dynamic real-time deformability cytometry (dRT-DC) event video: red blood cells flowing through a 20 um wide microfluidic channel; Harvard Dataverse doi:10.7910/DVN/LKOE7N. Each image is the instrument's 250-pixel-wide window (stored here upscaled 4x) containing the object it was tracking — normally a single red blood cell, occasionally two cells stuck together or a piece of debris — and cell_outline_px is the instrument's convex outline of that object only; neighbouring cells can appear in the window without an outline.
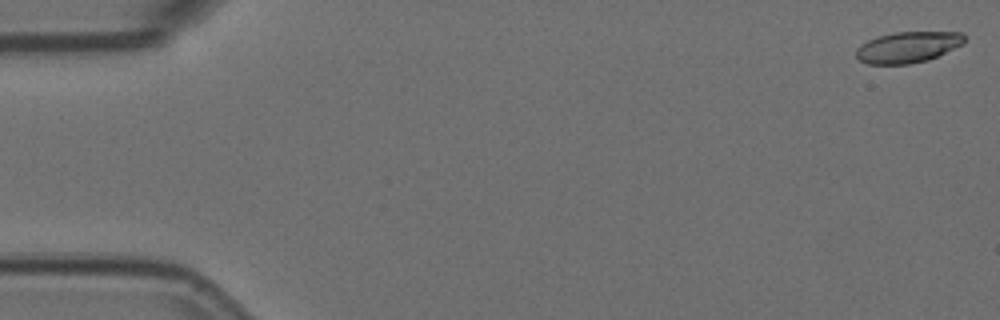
{"species": "Egyptian fruit bat (a non-hibernating species)", "species_latin": "Rousettus aegyptiacus", "temperature_condition": "room temperature", "stored_images_in_passage": 6, "camera_frame_rate_fps": 3000, "um_per_image_px": 0.085, "animal": {"sex": "female"}, "frame": {"image": 1, "passage_image": 1, "time_ms": 0.0, "image_size_px": [1000, 320], "cell_outline_px": [[964, 44], [928, 60], [908, 64], [868, 64], [860, 60], [856, 56], [856, 48], [860, 44], [868, 40], [892, 32], [964, 32]], "centroid_in_image_um": [77.17, 4.0], "position_along_channel_um": 7.8, "area_um2": 19.59}}
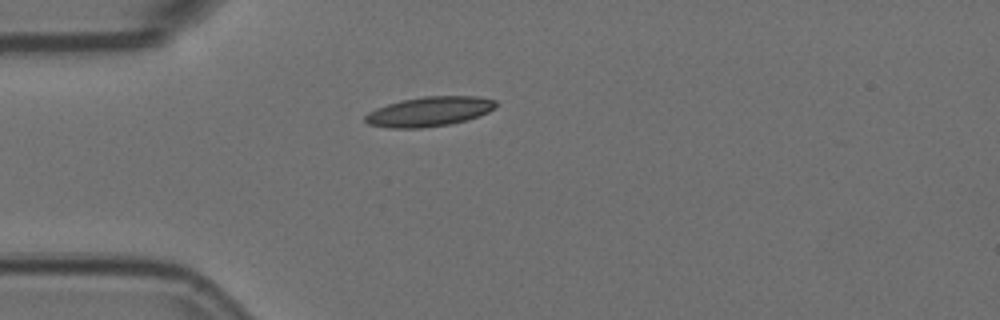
{"frame": {"image": 2, "passage_image": 5, "time_ms": 1.333, "image_size_px": [1000, 320], "cell_outline_px": [[496, 104], [488, 112], [468, 120], [452, 124], [420, 128], [388, 128], [368, 124], [364, 120], [364, 116], [368, 112], [376, 108], [400, 100], [424, 96], [476, 96], [496, 100]], "centroid_in_image_um": [36.46, 9.48], "position_along_channel_um": 48.5, "area_um2": 22.66}}